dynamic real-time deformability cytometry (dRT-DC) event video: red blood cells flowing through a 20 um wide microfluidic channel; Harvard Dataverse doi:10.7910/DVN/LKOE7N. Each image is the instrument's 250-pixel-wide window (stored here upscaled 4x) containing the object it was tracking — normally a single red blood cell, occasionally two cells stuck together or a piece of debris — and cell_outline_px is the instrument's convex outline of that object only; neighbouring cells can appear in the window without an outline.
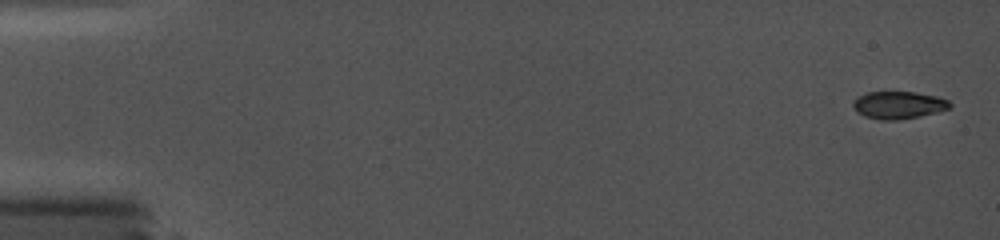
{"species": "common noctule bat (a hibernating species)", "species_latin": "Nyctalus noctula", "temperature_condition": "cold", "stored_images_in_passage": 31, "camera_frame_rate_fps": 5000, "um_per_image_px": 0.085, "animal": {"sex": "female", "body_mass_g": 19.0, "forearm_length_mm": 56.7}, "frame": {"image": 1, "passage_image": 1, "time_ms": 0.0, "image_size_px": [1000, 240], "cell_outline_px": [[952, 104], [948, 108], [936, 112], [920, 116], [896, 120], [880, 120], [864, 116], [856, 112], [852, 104], [852, 100], [856, 96], [868, 92], [916, 92], [936, 96], [948, 100]], "centroid_in_image_um": [76.32, 8.92], "position_along_channel_um": 8.7, "area_um2": 15.55}}
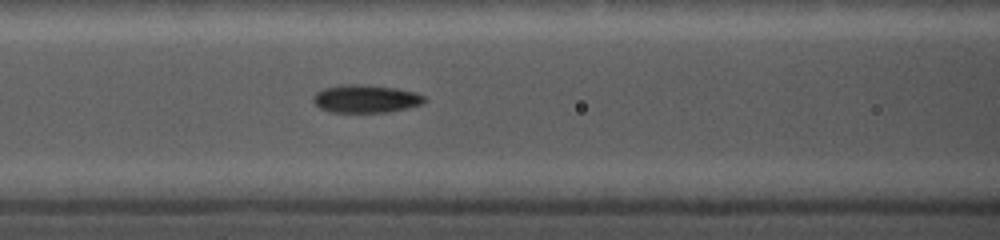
{"frame": {"image": 2, "passage_image": 19, "time_ms": 7.4, "image_size_px": [1000, 240], "cell_outline_px": [[428, 100], [424, 104], [408, 108], [388, 112], [328, 112], [320, 108], [312, 100], [312, 96], [316, 92], [324, 88], [344, 84], [364, 84], [396, 88], [416, 92], [424, 96]], "centroid_in_image_um": [31.11, 8.39], "position_along_channel_um": 135.5, "area_um2": 18.38}}
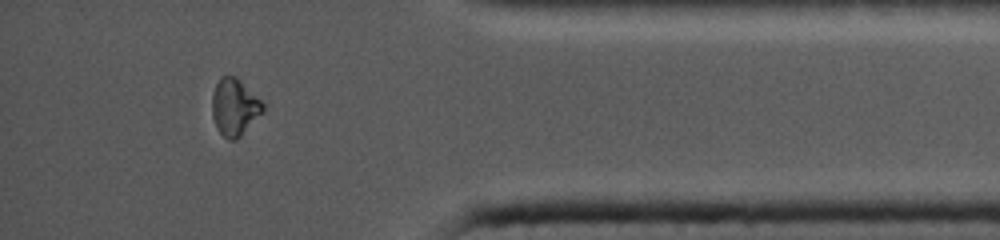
{"frame": {"image": 3, "passage_image": 30, "time_ms": 15.0, "image_size_px": [1000, 240], "cell_outline_px": [[264, 108], [240, 136], [236, 140], [228, 140], [216, 128], [212, 116], [212, 92], [220, 76], [236, 76], [264, 104]], "centroid_in_image_um": [19.88, 9.09], "position_along_channel_um": 415.3, "area_um2": 16.53}}